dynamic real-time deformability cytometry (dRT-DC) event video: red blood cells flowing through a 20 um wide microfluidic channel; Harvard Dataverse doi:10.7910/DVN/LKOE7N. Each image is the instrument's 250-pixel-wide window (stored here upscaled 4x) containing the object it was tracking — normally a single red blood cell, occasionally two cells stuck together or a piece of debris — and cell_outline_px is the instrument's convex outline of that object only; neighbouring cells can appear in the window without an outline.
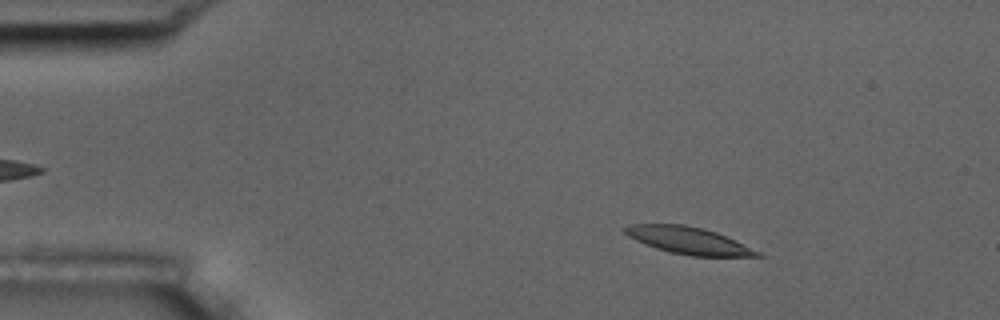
{"species": "common noctule bat (a hibernating species)", "species_latin": "Nyctalus noctula", "temperature_condition": "room temperature", "stored_images_in_passage": 3, "camera_frame_rate_fps": 3000, "um_per_image_px": 0.085, "animal": {"sex": "male", "body_mass_g": 17.5, "forearm_length_mm": 52.3}, "frame": {"image": 1, "passage_image": 2, "time_ms": 1.0, "image_size_px": [1000, 320], "cell_outline_px": [[764, 256], [692, 256], [672, 252], [656, 248], [644, 244], [628, 236], [620, 228], [628, 224], [684, 224], [716, 232], [736, 240], [760, 252]], "centroid_in_image_um": [58.48, 20.43], "position_along_channel_um": 26.5, "area_um2": 20.75}}